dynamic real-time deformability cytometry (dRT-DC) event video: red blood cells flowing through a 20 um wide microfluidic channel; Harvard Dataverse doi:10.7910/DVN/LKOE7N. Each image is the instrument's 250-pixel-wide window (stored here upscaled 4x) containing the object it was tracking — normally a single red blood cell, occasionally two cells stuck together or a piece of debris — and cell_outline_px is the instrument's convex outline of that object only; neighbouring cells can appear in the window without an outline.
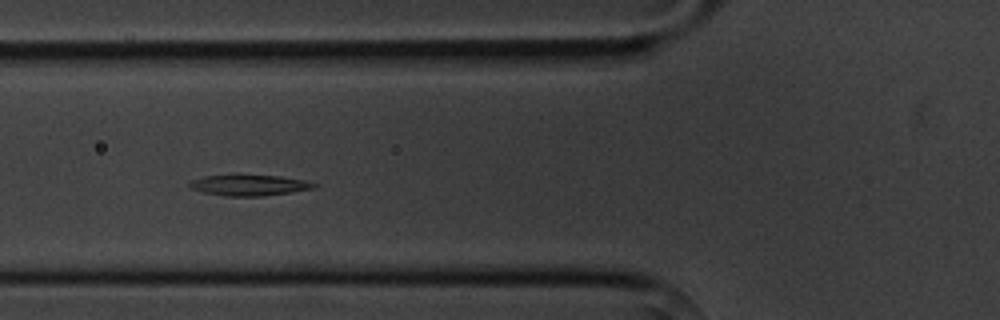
{"species": "common noctule bat (a hibernating species)", "species_latin": "Nyctalus noctula", "temperature_condition": "cold", "stored_images_in_passage": 6, "camera_frame_rate_fps": 3000, "um_per_image_px": 0.085, "animal": {"sex": "male", "body_mass_g": 20.1, "forearm_length_mm": 53.5}, "frame": {"image": 1, "passage_image": 6, "time_ms": 6.0, "image_size_px": [1000, 320], "cell_outline_px": [[320, 184], [312, 188], [288, 192], [260, 196], [224, 196], [204, 192], [192, 188], [188, 184], [192, 180], [204, 176], [236, 172], [240, 172], [280, 176], [304, 180]], "centroid_in_image_um": [21.13, 15.68], "position_along_channel_um": 104.7, "area_um2": 15.72}}